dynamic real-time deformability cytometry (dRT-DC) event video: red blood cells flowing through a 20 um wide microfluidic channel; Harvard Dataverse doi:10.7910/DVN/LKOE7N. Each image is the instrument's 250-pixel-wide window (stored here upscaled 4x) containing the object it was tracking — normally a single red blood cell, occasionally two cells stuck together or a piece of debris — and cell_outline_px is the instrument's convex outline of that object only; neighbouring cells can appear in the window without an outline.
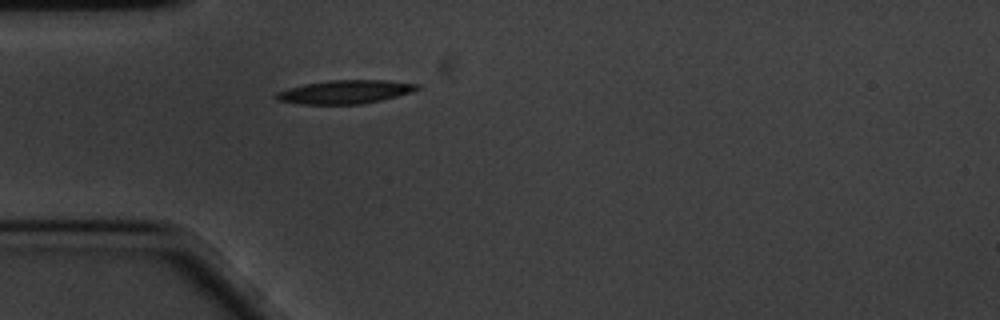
{"species": "common noctule bat (a hibernating species)", "species_latin": "Nyctalus noctula", "temperature_condition": "cold", "stored_images_in_passage": 37, "camera_frame_rate_fps": 3000, "um_per_image_px": 0.085, "animal": {"sex": "male", "body_mass_g": 20.1, "forearm_length_mm": 53.5}, "frame": {"image": 1, "passage_image": 1, "time_ms": 0.0, "image_size_px": [1000, 320], "cell_outline_px": [[420, 88], [412, 92], [364, 104], [300, 104], [276, 100], [272, 96], [276, 92], [288, 88], [304, 84], [328, 80], [388, 80], [420, 84]], "centroid_in_image_um": [29.31, 7.81], "position_along_channel_um": 55.7, "area_um2": 19.48}}
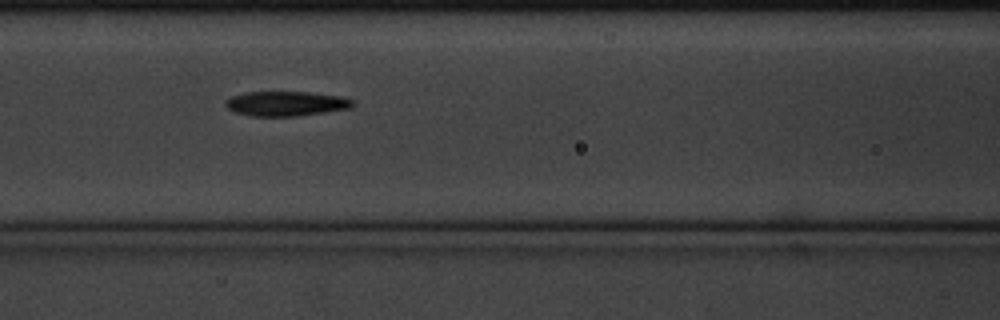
{"frame": {"image": 2, "passage_image": 9, "time_ms": 2.667, "image_size_px": [1000, 320], "cell_outline_px": [[356, 104], [352, 108], [300, 116], [252, 116], [232, 112], [224, 104], [224, 100], [232, 96], [244, 92], [312, 92], [340, 96], [356, 100]], "centroid_in_image_um": [24.34, 8.81], "position_along_channel_um": 142.3, "area_um2": 18.73}}
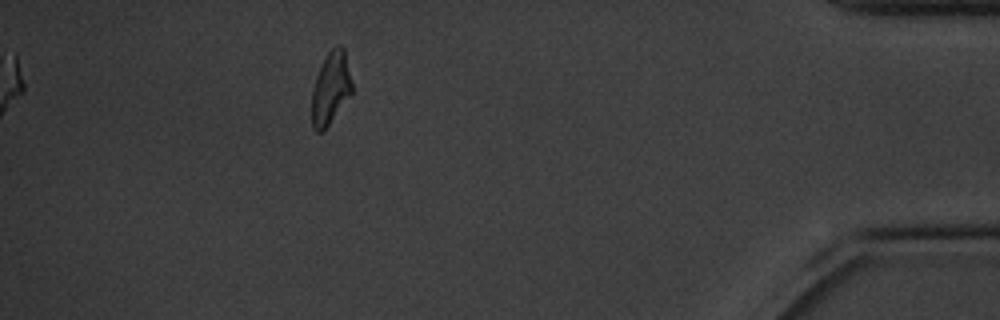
{"frame": {"image": 3, "passage_image": 37, "time_ms": 12.0, "image_size_px": [1000, 320], "cell_outline_px": [[352, 92], [324, 132], [316, 132], [312, 128], [312, 88], [316, 76], [328, 52], [336, 44], [340, 44], [344, 48], [352, 80]], "centroid_in_image_um": [28.11, 7.51], "position_along_channel_um": 407.1, "area_um2": 17.05}, "authors_computed_cell_mechanics": {"area_um2": 18.3226, "velocity_mm_per_s": 3.4003, "shape_relaxation_time_tau1_ms": 4.3106, "shape_relaxation_time_tau2_ms": 7.4719, "deformation_change_tau1": 0.174, "deformation_change_tau2": 0.1746}}